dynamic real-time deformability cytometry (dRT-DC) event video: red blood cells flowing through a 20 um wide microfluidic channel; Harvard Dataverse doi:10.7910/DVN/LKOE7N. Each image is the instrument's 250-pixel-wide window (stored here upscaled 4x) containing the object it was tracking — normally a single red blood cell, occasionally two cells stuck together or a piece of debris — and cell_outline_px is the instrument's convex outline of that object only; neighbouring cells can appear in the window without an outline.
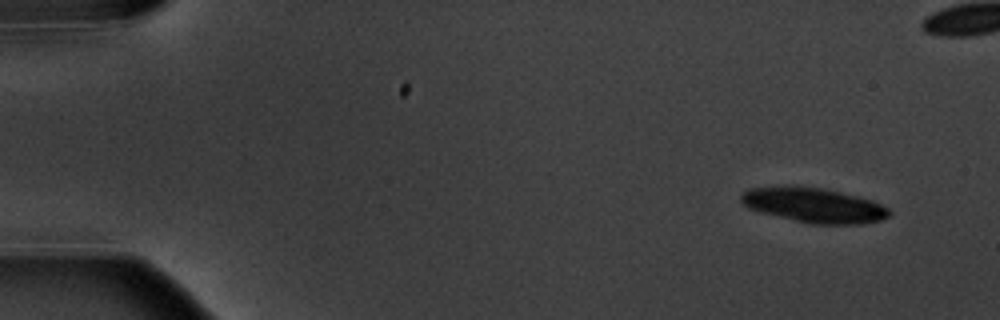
{"species": "common noctule bat (a hibernating species)", "species_latin": "Nyctalus noctula", "temperature_condition": "warm", "stored_images_in_passage": 5, "camera_frame_rate_fps": 3000, "um_per_image_px": 0.085, "animal": {"sex": "male", "body_mass_g": 20.1, "forearm_length_mm": 53.5}, "frame": {"image": 1, "passage_image": 1, "time_ms": 0.0, "image_size_px": [1000, 320], "cell_outline_px": [[892, 216], [880, 220], [860, 224], [808, 224], [748, 208], [740, 200], [740, 196], [748, 188], [788, 184], [792, 184], [824, 188], [860, 196], [872, 200], [888, 208], [892, 212]], "centroid_in_image_um": [69.18, 17.41], "position_along_channel_um": 15.8, "area_um2": 30.63}}